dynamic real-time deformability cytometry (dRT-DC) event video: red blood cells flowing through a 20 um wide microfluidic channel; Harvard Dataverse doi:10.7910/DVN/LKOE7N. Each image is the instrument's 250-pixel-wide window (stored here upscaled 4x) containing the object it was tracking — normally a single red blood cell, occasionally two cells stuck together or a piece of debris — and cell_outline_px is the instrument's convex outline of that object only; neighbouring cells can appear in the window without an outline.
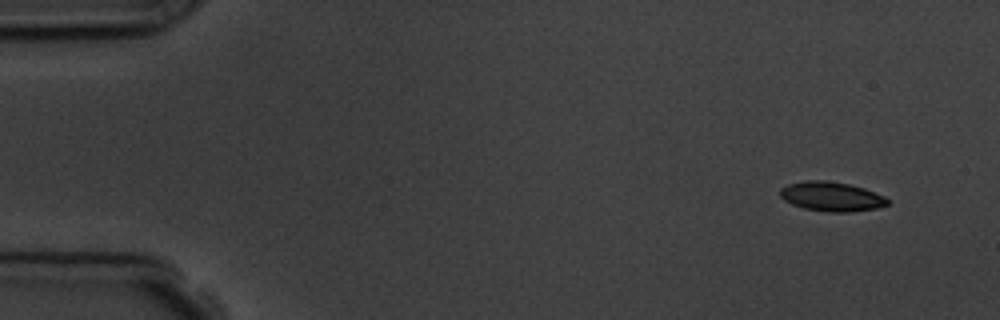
{"species": "common noctule bat (a hibernating species)", "species_latin": "Nyctalus noctula", "temperature_condition": "room temperature", "stored_images_in_passage": 4, "camera_frame_rate_fps": 3000, "um_per_image_px": 0.085, "animal": {"sex": "male", "body_mass_g": 19.5, "forearm_length_mm": 54.6}, "frame": {"image": 1, "passage_image": 1, "time_ms": 0.0, "image_size_px": [1000, 320], "cell_outline_px": [[888, 204], [876, 208], [852, 212], [828, 212], [804, 208], [792, 204], [784, 200], [780, 196], [780, 188], [788, 184], [808, 180], [828, 180], [848, 184], [864, 188], [884, 196], [888, 200]], "centroid_in_image_um": [70.66, 16.7], "position_along_channel_um": 14.3, "area_um2": 18.38}}